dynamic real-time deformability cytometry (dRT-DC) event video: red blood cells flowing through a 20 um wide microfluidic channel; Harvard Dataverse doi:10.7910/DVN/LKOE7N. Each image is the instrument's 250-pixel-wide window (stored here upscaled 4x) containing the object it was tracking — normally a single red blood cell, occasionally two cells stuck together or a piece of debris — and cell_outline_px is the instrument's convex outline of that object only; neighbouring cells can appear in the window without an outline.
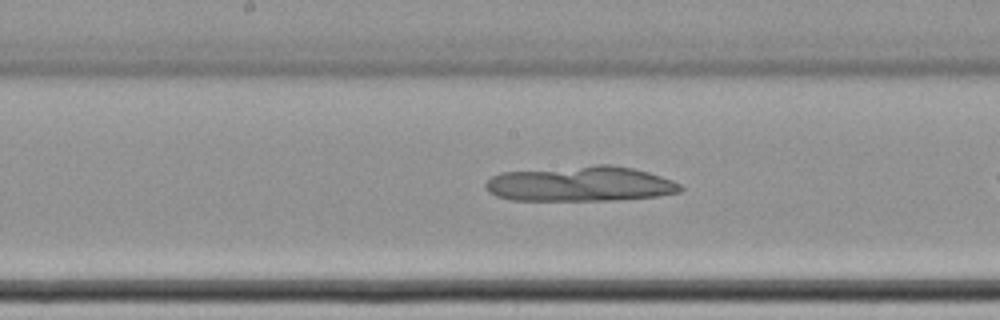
{"species": "common noctule bat (a hibernating species)", "species_latin": "Nyctalus noctula", "temperature_condition": "cold", "stored_images_in_passage": 29, "camera_frame_rate_fps": 3000, "um_per_image_px": 0.085, "animal": {"sex": "female", "body_mass_g": 22.7, "forearm_length_mm": 54.2}, "frame": {"image": 1, "passage_image": 17, "time_ms": 5.333, "image_size_px": [1000, 320], "cell_outline_px": [[684, 188], [680, 192], [656, 196], [612, 200], [508, 200], [496, 196], [488, 192], [484, 184], [492, 176], [500, 172], [596, 164], [612, 164], [632, 168], [648, 172], [672, 180], [680, 184]], "centroid_in_image_um": [49.3, 15.62], "position_along_channel_um": 198.9, "area_um2": 40.17}}
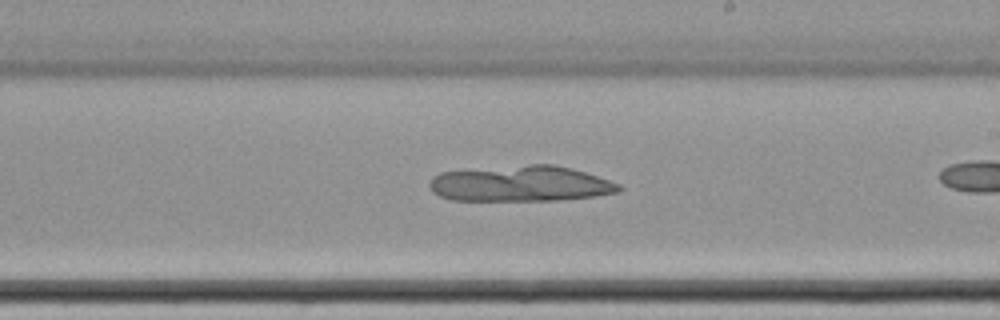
{"frame": {"image": 2, "passage_image": 21, "time_ms": 6.667, "image_size_px": [1000, 320], "cell_outline_px": [[624, 188], [620, 192], [596, 196], [556, 200], [452, 200], [440, 196], [432, 192], [428, 184], [432, 176], [440, 172], [528, 164], [552, 164], [572, 168], [620, 184]], "centroid_in_image_um": [44.25, 15.61], "position_along_channel_um": 244.7, "area_um2": 39.54}}
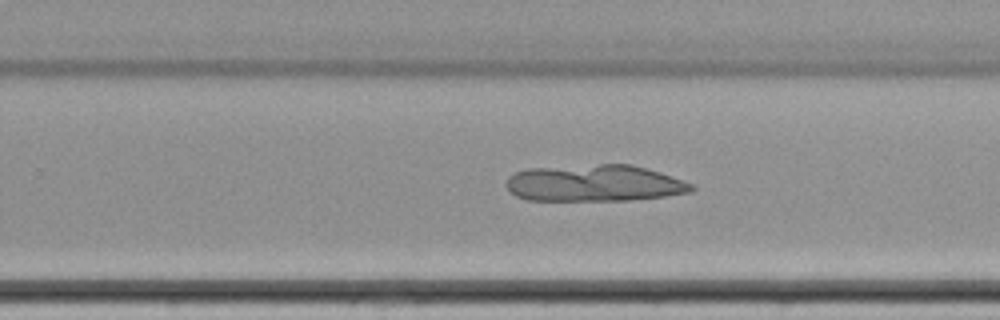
{"frame": {"image": 3, "passage_image": 24, "time_ms": 7.667, "image_size_px": [1000, 320], "cell_outline_px": [[696, 188], [692, 192], [664, 196], [632, 200], [528, 200], [516, 196], [504, 184], [508, 176], [516, 172], [528, 168], [600, 164], [632, 164], [660, 172], [684, 180], [692, 184]], "centroid_in_image_um": [50.54, 15.57], "position_along_channel_um": 279.3, "area_um2": 39.77}}